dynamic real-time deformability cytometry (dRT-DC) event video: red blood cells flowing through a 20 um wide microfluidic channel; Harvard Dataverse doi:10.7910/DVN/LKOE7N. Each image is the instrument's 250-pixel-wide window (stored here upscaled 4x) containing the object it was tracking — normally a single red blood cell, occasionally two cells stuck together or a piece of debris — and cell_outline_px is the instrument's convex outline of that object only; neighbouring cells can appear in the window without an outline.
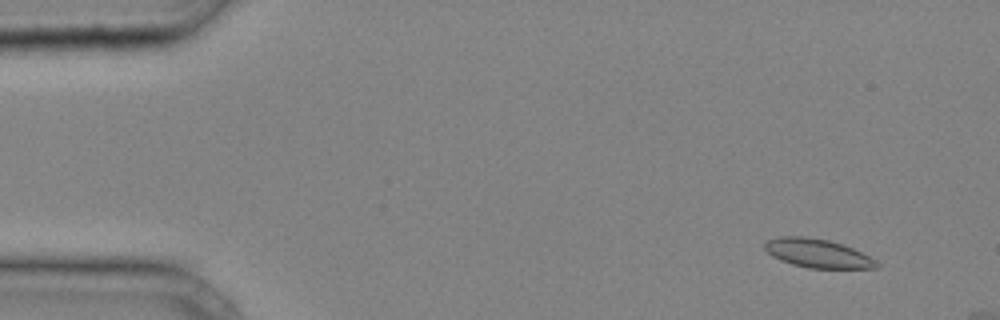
{"species": "common noctule bat (a hibernating species)", "species_latin": "Nyctalus noctula", "temperature_condition": "cold", "stored_images_in_passage": 9, "camera_frame_rate_fps": 3000, "um_per_image_px": 0.085, "animal": {"sex": "male", "body_mass_g": 20.4}, "frame": {"image": 1, "passage_image": 3, "time_ms": 0.667, "image_size_px": [1000, 320], "cell_outline_px": [[880, 268], [808, 268], [792, 264], [780, 260], [772, 256], [764, 248], [764, 244], [768, 240], [780, 236], [804, 236], [828, 240], [852, 248], [876, 260], [880, 264]], "centroid_in_image_um": [69.49, 21.54], "position_along_channel_um": 15.5, "area_um2": 18.61}}